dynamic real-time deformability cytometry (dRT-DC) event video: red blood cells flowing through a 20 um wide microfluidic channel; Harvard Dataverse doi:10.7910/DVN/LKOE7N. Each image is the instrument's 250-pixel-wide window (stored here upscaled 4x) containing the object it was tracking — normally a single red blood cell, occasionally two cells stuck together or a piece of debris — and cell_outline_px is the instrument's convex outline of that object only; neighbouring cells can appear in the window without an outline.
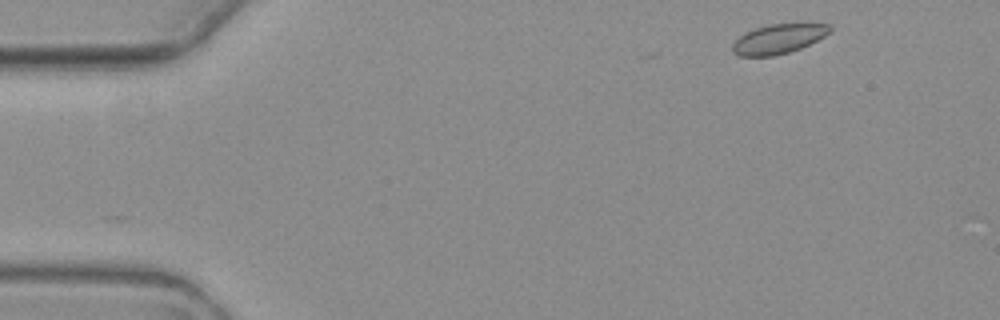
{"species": "common noctule bat (a hibernating species)", "species_latin": "Nyctalus noctula", "temperature_condition": "warm", "stored_images_in_passage": 4, "camera_frame_rate_fps": 3000, "um_per_image_px": 0.085, "animal": {"sex": "female", "body_mass_g": 19.3, "forearm_length_mm": 54.1}, "frame": {"image": 1, "passage_image": 1, "time_ms": 0.0, "image_size_px": [1000, 320], "cell_outline_px": [[832, 28], [824, 36], [800, 48], [788, 52], [772, 56], [740, 56], [732, 52], [732, 44], [744, 32], [756, 28], [772, 24], [804, 20], [832, 24]], "centroid_in_image_um": [66.23, 3.24], "position_along_channel_um": 18.8, "area_um2": 17.34}}